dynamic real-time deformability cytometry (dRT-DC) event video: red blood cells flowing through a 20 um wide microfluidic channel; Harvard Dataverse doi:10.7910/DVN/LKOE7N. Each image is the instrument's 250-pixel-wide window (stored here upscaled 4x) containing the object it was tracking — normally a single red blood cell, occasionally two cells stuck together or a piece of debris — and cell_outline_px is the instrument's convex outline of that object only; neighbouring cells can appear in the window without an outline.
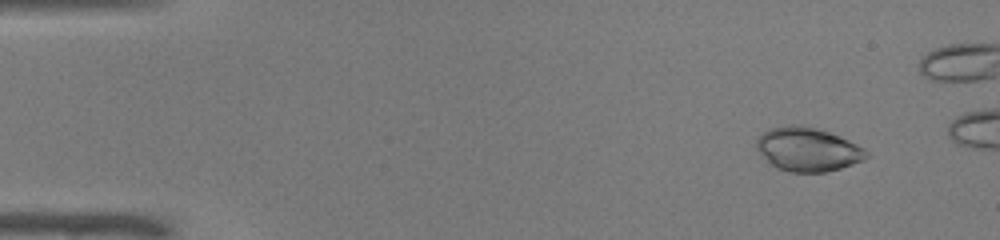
{"species": "common noctule bat (a hibernating species)", "species_latin": "Nyctalus noctula", "temperature_condition": "warm", "stored_images_in_passage": 45, "camera_frame_rate_fps": 3000, "um_per_image_px": 0.085, "animal": {"sex": "male", "body_mass_g": 19.0, "forearm_length_mm": 50.8}, "frame": {"image": 1, "passage_image": 5, "time_ms": 1.333, "image_size_px": [1000, 240], "cell_outline_px": [[868, 156], [864, 160], [840, 168], [824, 172], [788, 172], [776, 168], [756, 148], [756, 140], [764, 132], [772, 128], [792, 124], [796, 124], [816, 128], [828, 132], [848, 140], [864, 148], [868, 152]], "centroid_in_image_um": [68.66, 12.7], "position_along_channel_um": 16.3, "area_um2": 27.69}}
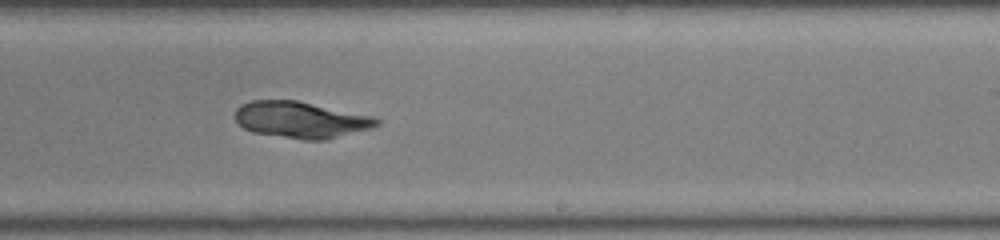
{"frame": {"image": 2, "passage_image": 32, "time_ms": 10.333, "image_size_px": [1000, 240], "cell_outline_px": [[380, 124], [372, 128], [324, 140], [304, 140], [252, 132], [244, 128], [236, 120], [236, 108], [240, 104], [252, 100], [296, 100], [372, 116], [380, 120]], "centroid_in_image_um": [25.57, 10.18], "position_along_channel_um": 263.4, "area_um2": 29.94}}
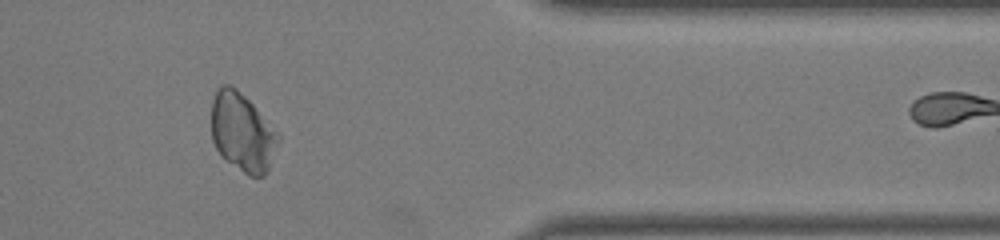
{"frame": {"image": 3, "passage_image": 43, "time_ms": 14.0, "image_size_px": [1000, 240], "cell_outline_px": [[280, 140], [268, 172], [264, 176], [248, 176], [224, 160], [220, 156], [212, 140], [212, 100], [216, 88], [220, 84], [228, 84], [236, 88], [252, 104], [280, 136]], "centroid_in_image_um": [20.58, 11.27], "position_along_channel_um": 390.8, "area_um2": 30.75}}